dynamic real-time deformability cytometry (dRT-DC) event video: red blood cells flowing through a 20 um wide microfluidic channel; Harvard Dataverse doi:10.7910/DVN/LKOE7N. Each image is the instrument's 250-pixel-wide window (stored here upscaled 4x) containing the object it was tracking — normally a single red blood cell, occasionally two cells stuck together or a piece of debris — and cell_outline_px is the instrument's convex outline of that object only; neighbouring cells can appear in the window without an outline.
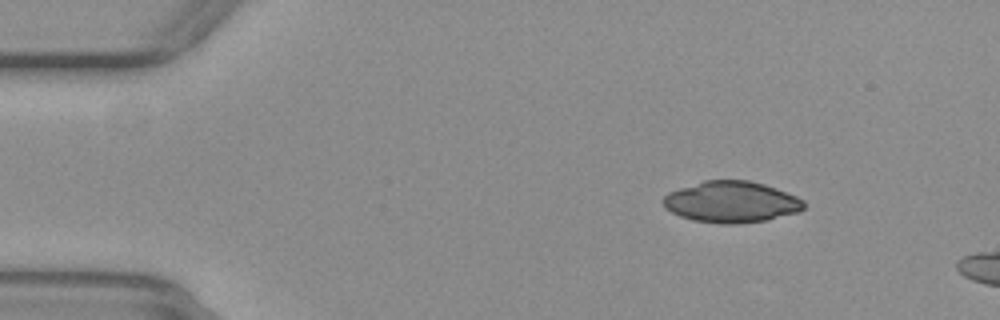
{"species": "common noctule bat (a hibernating species)", "species_latin": "Nyctalus noctula", "temperature_condition": "warm", "stored_images_in_passage": 13, "camera_frame_rate_fps": 3000, "um_per_image_px": 0.085, "animal": {"sex": "female", "body_mass_g": 29.2, "forearm_length_mm": 56.3}, "frame": {"image": 1, "passage_image": 8, "time_ms": 2.333, "image_size_px": [1000, 320], "cell_outline_px": [[804, 208], [800, 212], [768, 220], [736, 224], [720, 224], [692, 220], [680, 216], [664, 208], [660, 200], [668, 192], [704, 180], [748, 180], [764, 184], [776, 188], [796, 196], [804, 200]], "centroid_in_image_um": [62.15, 17.17], "position_along_channel_um": 22.8, "area_um2": 34.16}}